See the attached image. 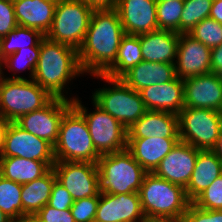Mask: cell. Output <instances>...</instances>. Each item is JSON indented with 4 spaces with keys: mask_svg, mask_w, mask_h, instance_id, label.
I'll use <instances>...</instances> for the list:
<instances>
[{
    "mask_svg": "<svg viewBox=\"0 0 222 222\" xmlns=\"http://www.w3.org/2000/svg\"><path fill=\"white\" fill-rule=\"evenodd\" d=\"M125 35L116 9L93 10L78 60L85 75L102 74L116 59Z\"/></svg>",
    "mask_w": 222,
    "mask_h": 222,
    "instance_id": "1",
    "label": "cell"
},
{
    "mask_svg": "<svg viewBox=\"0 0 222 222\" xmlns=\"http://www.w3.org/2000/svg\"><path fill=\"white\" fill-rule=\"evenodd\" d=\"M84 75L78 60V51L68 45L54 42L46 37L40 43V56L33 80L53 97L69 99L64 91L75 77ZM68 84V85H67Z\"/></svg>",
    "mask_w": 222,
    "mask_h": 222,
    "instance_id": "2",
    "label": "cell"
},
{
    "mask_svg": "<svg viewBox=\"0 0 222 222\" xmlns=\"http://www.w3.org/2000/svg\"><path fill=\"white\" fill-rule=\"evenodd\" d=\"M145 218L183 220L191 201L185 188L147 173L138 191Z\"/></svg>",
    "mask_w": 222,
    "mask_h": 222,
    "instance_id": "3",
    "label": "cell"
},
{
    "mask_svg": "<svg viewBox=\"0 0 222 222\" xmlns=\"http://www.w3.org/2000/svg\"><path fill=\"white\" fill-rule=\"evenodd\" d=\"M111 84L92 92V101L109 113L127 130L148 110L138 91L129 87L121 78H111L104 74L90 75Z\"/></svg>",
    "mask_w": 222,
    "mask_h": 222,
    "instance_id": "4",
    "label": "cell"
},
{
    "mask_svg": "<svg viewBox=\"0 0 222 222\" xmlns=\"http://www.w3.org/2000/svg\"><path fill=\"white\" fill-rule=\"evenodd\" d=\"M97 167L100 192L106 194L138 193L148 173L127 149L101 155Z\"/></svg>",
    "mask_w": 222,
    "mask_h": 222,
    "instance_id": "5",
    "label": "cell"
},
{
    "mask_svg": "<svg viewBox=\"0 0 222 222\" xmlns=\"http://www.w3.org/2000/svg\"><path fill=\"white\" fill-rule=\"evenodd\" d=\"M56 161L97 163V153L84 116L72 105L62 117L57 143Z\"/></svg>",
    "mask_w": 222,
    "mask_h": 222,
    "instance_id": "6",
    "label": "cell"
},
{
    "mask_svg": "<svg viewBox=\"0 0 222 222\" xmlns=\"http://www.w3.org/2000/svg\"><path fill=\"white\" fill-rule=\"evenodd\" d=\"M54 97L33 79L0 80V116L15 122L26 113L46 106Z\"/></svg>",
    "mask_w": 222,
    "mask_h": 222,
    "instance_id": "7",
    "label": "cell"
},
{
    "mask_svg": "<svg viewBox=\"0 0 222 222\" xmlns=\"http://www.w3.org/2000/svg\"><path fill=\"white\" fill-rule=\"evenodd\" d=\"M92 12L93 9L82 0L57 3L51 28L45 37L78 51L88 30Z\"/></svg>",
    "mask_w": 222,
    "mask_h": 222,
    "instance_id": "8",
    "label": "cell"
},
{
    "mask_svg": "<svg viewBox=\"0 0 222 222\" xmlns=\"http://www.w3.org/2000/svg\"><path fill=\"white\" fill-rule=\"evenodd\" d=\"M92 104L95 110L88 113L79 98L72 101V105L86 120L97 153L101 156L127 149V129L93 101Z\"/></svg>",
    "mask_w": 222,
    "mask_h": 222,
    "instance_id": "9",
    "label": "cell"
},
{
    "mask_svg": "<svg viewBox=\"0 0 222 222\" xmlns=\"http://www.w3.org/2000/svg\"><path fill=\"white\" fill-rule=\"evenodd\" d=\"M179 139L199 150H211L220 133L222 112L184 107L178 114Z\"/></svg>",
    "mask_w": 222,
    "mask_h": 222,
    "instance_id": "10",
    "label": "cell"
},
{
    "mask_svg": "<svg viewBox=\"0 0 222 222\" xmlns=\"http://www.w3.org/2000/svg\"><path fill=\"white\" fill-rule=\"evenodd\" d=\"M52 168L57 181L67 189L74 201L100 193L97 163L56 161Z\"/></svg>",
    "mask_w": 222,
    "mask_h": 222,
    "instance_id": "11",
    "label": "cell"
},
{
    "mask_svg": "<svg viewBox=\"0 0 222 222\" xmlns=\"http://www.w3.org/2000/svg\"><path fill=\"white\" fill-rule=\"evenodd\" d=\"M0 157H20L42 161L50 168L56 162L54 146L51 143L23 130L15 122L8 124Z\"/></svg>",
    "mask_w": 222,
    "mask_h": 222,
    "instance_id": "12",
    "label": "cell"
},
{
    "mask_svg": "<svg viewBox=\"0 0 222 222\" xmlns=\"http://www.w3.org/2000/svg\"><path fill=\"white\" fill-rule=\"evenodd\" d=\"M71 106V100L54 97L46 106L26 113L15 123L23 130L47 140L54 146L58 140L62 117Z\"/></svg>",
    "mask_w": 222,
    "mask_h": 222,
    "instance_id": "13",
    "label": "cell"
},
{
    "mask_svg": "<svg viewBox=\"0 0 222 222\" xmlns=\"http://www.w3.org/2000/svg\"><path fill=\"white\" fill-rule=\"evenodd\" d=\"M176 59V76L182 80L212 72L211 49L188 33L179 36Z\"/></svg>",
    "mask_w": 222,
    "mask_h": 222,
    "instance_id": "14",
    "label": "cell"
},
{
    "mask_svg": "<svg viewBox=\"0 0 222 222\" xmlns=\"http://www.w3.org/2000/svg\"><path fill=\"white\" fill-rule=\"evenodd\" d=\"M144 219L138 193H99L94 222H143Z\"/></svg>",
    "mask_w": 222,
    "mask_h": 222,
    "instance_id": "15",
    "label": "cell"
},
{
    "mask_svg": "<svg viewBox=\"0 0 222 222\" xmlns=\"http://www.w3.org/2000/svg\"><path fill=\"white\" fill-rule=\"evenodd\" d=\"M199 151L192 145L179 140L161 160L153 173L157 177L186 188L191 179Z\"/></svg>",
    "mask_w": 222,
    "mask_h": 222,
    "instance_id": "16",
    "label": "cell"
},
{
    "mask_svg": "<svg viewBox=\"0 0 222 222\" xmlns=\"http://www.w3.org/2000/svg\"><path fill=\"white\" fill-rule=\"evenodd\" d=\"M184 107L205 108L222 112V82L211 72L183 79Z\"/></svg>",
    "mask_w": 222,
    "mask_h": 222,
    "instance_id": "17",
    "label": "cell"
},
{
    "mask_svg": "<svg viewBox=\"0 0 222 222\" xmlns=\"http://www.w3.org/2000/svg\"><path fill=\"white\" fill-rule=\"evenodd\" d=\"M116 10L125 34L139 35L158 30L156 0H118Z\"/></svg>",
    "mask_w": 222,
    "mask_h": 222,
    "instance_id": "18",
    "label": "cell"
},
{
    "mask_svg": "<svg viewBox=\"0 0 222 222\" xmlns=\"http://www.w3.org/2000/svg\"><path fill=\"white\" fill-rule=\"evenodd\" d=\"M138 92L147 110L178 114L184 108V83L179 77L166 83L150 85Z\"/></svg>",
    "mask_w": 222,
    "mask_h": 222,
    "instance_id": "19",
    "label": "cell"
},
{
    "mask_svg": "<svg viewBox=\"0 0 222 222\" xmlns=\"http://www.w3.org/2000/svg\"><path fill=\"white\" fill-rule=\"evenodd\" d=\"M147 137L179 138L178 115L148 110L127 130V139Z\"/></svg>",
    "mask_w": 222,
    "mask_h": 222,
    "instance_id": "20",
    "label": "cell"
},
{
    "mask_svg": "<svg viewBox=\"0 0 222 222\" xmlns=\"http://www.w3.org/2000/svg\"><path fill=\"white\" fill-rule=\"evenodd\" d=\"M179 140L164 137L127 139V150L148 173H153Z\"/></svg>",
    "mask_w": 222,
    "mask_h": 222,
    "instance_id": "21",
    "label": "cell"
},
{
    "mask_svg": "<svg viewBox=\"0 0 222 222\" xmlns=\"http://www.w3.org/2000/svg\"><path fill=\"white\" fill-rule=\"evenodd\" d=\"M179 36L160 29L139 34L143 61L175 64Z\"/></svg>",
    "mask_w": 222,
    "mask_h": 222,
    "instance_id": "22",
    "label": "cell"
},
{
    "mask_svg": "<svg viewBox=\"0 0 222 222\" xmlns=\"http://www.w3.org/2000/svg\"><path fill=\"white\" fill-rule=\"evenodd\" d=\"M18 26L34 28L44 35L50 30L57 3L51 0H12Z\"/></svg>",
    "mask_w": 222,
    "mask_h": 222,
    "instance_id": "23",
    "label": "cell"
},
{
    "mask_svg": "<svg viewBox=\"0 0 222 222\" xmlns=\"http://www.w3.org/2000/svg\"><path fill=\"white\" fill-rule=\"evenodd\" d=\"M175 65L141 61L127 71L121 79L132 89L139 91L154 84L172 81L176 78Z\"/></svg>",
    "mask_w": 222,
    "mask_h": 222,
    "instance_id": "24",
    "label": "cell"
},
{
    "mask_svg": "<svg viewBox=\"0 0 222 222\" xmlns=\"http://www.w3.org/2000/svg\"><path fill=\"white\" fill-rule=\"evenodd\" d=\"M221 174L222 162L217 156L211 150H200L191 179L185 188L187 198L192 202Z\"/></svg>",
    "mask_w": 222,
    "mask_h": 222,
    "instance_id": "25",
    "label": "cell"
},
{
    "mask_svg": "<svg viewBox=\"0 0 222 222\" xmlns=\"http://www.w3.org/2000/svg\"><path fill=\"white\" fill-rule=\"evenodd\" d=\"M50 169L51 168L42 161L20 157H0V175L20 184L41 178Z\"/></svg>",
    "mask_w": 222,
    "mask_h": 222,
    "instance_id": "26",
    "label": "cell"
},
{
    "mask_svg": "<svg viewBox=\"0 0 222 222\" xmlns=\"http://www.w3.org/2000/svg\"><path fill=\"white\" fill-rule=\"evenodd\" d=\"M56 175L51 168L41 178L22 184L23 214H36L49 202Z\"/></svg>",
    "mask_w": 222,
    "mask_h": 222,
    "instance_id": "27",
    "label": "cell"
},
{
    "mask_svg": "<svg viewBox=\"0 0 222 222\" xmlns=\"http://www.w3.org/2000/svg\"><path fill=\"white\" fill-rule=\"evenodd\" d=\"M143 61L139 35L125 34L120 41L115 61L102 73L121 78L127 71Z\"/></svg>",
    "mask_w": 222,
    "mask_h": 222,
    "instance_id": "28",
    "label": "cell"
},
{
    "mask_svg": "<svg viewBox=\"0 0 222 222\" xmlns=\"http://www.w3.org/2000/svg\"><path fill=\"white\" fill-rule=\"evenodd\" d=\"M44 38L45 35L37 29L17 26L6 36L0 38V59L3 60L27 47H40Z\"/></svg>",
    "mask_w": 222,
    "mask_h": 222,
    "instance_id": "29",
    "label": "cell"
},
{
    "mask_svg": "<svg viewBox=\"0 0 222 222\" xmlns=\"http://www.w3.org/2000/svg\"><path fill=\"white\" fill-rule=\"evenodd\" d=\"M40 56V47H27L16 51L14 54L2 60V70L5 68L13 72L12 76L6 77L4 71L2 76L8 79H26L23 76L16 75L20 71L29 70V78L32 79Z\"/></svg>",
    "mask_w": 222,
    "mask_h": 222,
    "instance_id": "30",
    "label": "cell"
},
{
    "mask_svg": "<svg viewBox=\"0 0 222 222\" xmlns=\"http://www.w3.org/2000/svg\"><path fill=\"white\" fill-rule=\"evenodd\" d=\"M21 191L22 184L0 175V209L11 219L23 214Z\"/></svg>",
    "mask_w": 222,
    "mask_h": 222,
    "instance_id": "31",
    "label": "cell"
},
{
    "mask_svg": "<svg viewBox=\"0 0 222 222\" xmlns=\"http://www.w3.org/2000/svg\"><path fill=\"white\" fill-rule=\"evenodd\" d=\"M213 0H184L180 18V34L189 33L203 19L210 16Z\"/></svg>",
    "mask_w": 222,
    "mask_h": 222,
    "instance_id": "32",
    "label": "cell"
},
{
    "mask_svg": "<svg viewBox=\"0 0 222 222\" xmlns=\"http://www.w3.org/2000/svg\"><path fill=\"white\" fill-rule=\"evenodd\" d=\"M184 0L157 2L158 29L180 34V18Z\"/></svg>",
    "mask_w": 222,
    "mask_h": 222,
    "instance_id": "33",
    "label": "cell"
},
{
    "mask_svg": "<svg viewBox=\"0 0 222 222\" xmlns=\"http://www.w3.org/2000/svg\"><path fill=\"white\" fill-rule=\"evenodd\" d=\"M210 49L222 44V24L213 18H205L188 33Z\"/></svg>",
    "mask_w": 222,
    "mask_h": 222,
    "instance_id": "34",
    "label": "cell"
},
{
    "mask_svg": "<svg viewBox=\"0 0 222 222\" xmlns=\"http://www.w3.org/2000/svg\"><path fill=\"white\" fill-rule=\"evenodd\" d=\"M192 203L201 209L222 210V174L198 195Z\"/></svg>",
    "mask_w": 222,
    "mask_h": 222,
    "instance_id": "35",
    "label": "cell"
},
{
    "mask_svg": "<svg viewBox=\"0 0 222 222\" xmlns=\"http://www.w3.org/2000/svg\"><path fill=\"white\" fill-rule=\"evenodd\" d=\"M98 202L99 194L97 196L75 200L70 208L75 222H94Z\"/></svg>",
    "mask_w": 222,
    "mask_h": 222,
    "instance_id": "36",
    "label": "cell"
},
{
    "mask_svg": "<svg viewBox=\"0 0 222 222\" xmlns=\"http://www.w3.org/2000/svg\"><path fill=\"white\" fill-rule=\"evenodd\" d=\"M183 222H222V210L201 209L191 202Z\"/></svg>",
    "mask_w": 222,
    "mask_h": 222,
    "instance_id": "37",
    "label": "cell"
},
{
    "mask_svg": "<svg viewBox=\"0 0 222 222\" xmlns=\"http://www.w3.org/2000/svg\"><path fill=\"white\" fill-rule=\"evenodd\" d=\"M18 26L12 0H0V38Z\"/></svg>",
    "mask_w": 222,
    "mask_h": 222,
    "instance_id": "38",
    "label": "cell"
},
{
    "mask_svg": "<svg viewBox=\"0 0 222 222\" xmlns=\"http://www.w3.org/2000/svg\"><path fill=\"white\" fill-rule=\"evenodd\" d=\"M73 198L67 189L57 180L54 182L48 205L58 210L70 209L73 205Z\"/></svg>",
    "mask_w": 222,
    "mask_h": 222,
    "instance_id": "39",
    "label": "cell"
},
{
    "mask_svg": "<svg viewBox=\"0 0 222 222\" xmlns=\"http://www.w3.org/2000/svg\"><path fill=\"white\" fill-rule=\"evenodd\" d=\"M42 222H75L70 209L58 210L46 204L36 213Z\"/></svg>",
    "mask_w": 222,
    "mask_h": 222,
    "instance_id": "40",
    "label": "cell"
},
{
    "mask_svg": "<svg viewBox=\"0 0 222 222\" xmlns=\"http://www.w3.org/2000/svg\"><path fill=\"white\" fill-rule=\"evenodd\" d=\"M93 10L116 9L118 0H82Z\"/></svg>",
    "mask_w": 222,
    "mask_h": 222,
    "instance_id": "41",
    "label": "cell"
},
{
    "mask_svg": "<svg viewBox=\"0 0 222 222\" xmlns=\"http://www.w3.org/2000/svg\"><path fill=\"white\" fill-rule=\"evenodd\" d=\"M211 69L215 73L222 69V44L211 49Z\"/></svg>",
    "mask_w": 222,
    "mask_h": 222,
    "instance_id": "42",
    "label": "cell"
},
{
    "mask_svg": "<svg viewBox=\"0 0 222 222\" xmlns=\"http://www.w3.org/2000/svg\"><path fill=\"white\" fill-rule=\"evenodd\" d=\"M209 17L222 24V0H213Z\"/></svg>",
    "mask_w": 222,
    "mask_h": 222,
    "instance_id": "43",
    "label": "cell"
},
{
    "mask_svg": "<svg viewBox=\"0 0 222 222\" xmlns=\"http://www.w3.org/2000/svg\"><path fill=\"white\" fill-rule=\"evenodd\" d=\"M211 151L217 156V158L222 162V124L220 127L219 137L215 146L211 149Z\"/></svg>",
    "mask_w": 222,
    "mask_h": 222,
    "instance_id": "44",
    "label": "cell"
},
{
    "mask_svg": "<svg viewBox=\"0 0 222 222\" xmlns=\"http://www.w3.org/2000/svg\"><path fill=\"white\" fill-rule=\"evenodd\" d=\"M11 222H42L36 214H22L17 218L11 219Z\"/></svg>",
    "mask_w": 222,
    "mask_h": 222,
    "instance_id": "45",
    "label": "cell"
},
{
    "mask_svg": "<svg viewBox=\"0 0 222 222\" xmlns=\"http://www.w3.org/2000/svg\"><path fill=\"white\" fill-rule=\"evenodd\" d=\"M9 122L0 116V154L3 150L4 136Z\"/></svg>",
    "mask_w": 222,
    "mask_h": 222,
    "instance_id": "46",
    "label": "cell"
},
{
    "mask_svg": "<svg viewBox=\"0 0 222 222\" xmlns=\"http://www.w3.org/2000/svg\"><path fill=\"white\" fill-rule=\"evenodd\" d=\"M143 222H183V220L165 218H145Z\"/></svg>",
    "mask_w": 222,
    "mask_h": 222,
    "instance_id": "47",
    "label": "cell"
},
{
    "mask_svg": "<svg viewBox=\"0 0 222 222\" xmlns=\"http://www.w3.org/2000/svg\"><path fill=\"white\" fill-rule=\"evenodd\" d=\"M0 222H11V218L0 209Z\"/></svg>",
    "mask_w": 222,
    "mask_h": 222,
    "instance_id": "48",
    "label": "cell"
},
{
    "mask_svg": "<svg viewBox=\"0 0 222 222\" xmlns=\"http://www.w3.org/2000/svg\"><path fill=\"white\" fill-rule=\"evenodd\" d=\"M2 71V60L0 59V80L3 78Z\"/></svg>",
    "mask_w": 222,
    "mask_h": 222,
    "instance_id": "49",
    "label": "cell"
},
{
    "mask_svg": "<svg viewBox=\"0 0 222 222\" xmlns=\"http://www.w3.org/2000/svg\"><path fill=\"white\" fill-rule=\"evenodd\" d=\"M218 75H219L220 81L222 82V69L218 72Z\"/></svg>",
    "mask_w": 222,
    "mask_h": 222,
    "instance_id": "50",
    "label": "cell"
},
{
    "mask_svg": "<svg viewBox=\"0 0 222 222\" xmlns=\"http://www.w3.org/2000/svg\"><path fill=\"white\" fill-rule=\"evenodd\" d=\"M157 2H167V1H174V0H156Z\"/></svg>",
    "mask_w": 222,
    "mask_h": 222,
    "instance_id": "51",
    "label": "cell"
},
{
    "mask_svg": "<svg viewBox=\"0 0 222 222\" xmlns=\"http://www.w3.org/2000/svg\"><path fill=\"white\" fill-rule=\"evenodd\" d=\"M51 1L59 3V2L64 1V0H51Z\"/></svg>",
    "mask_w": 222,
    "mask_h": 222,
    "instance_id": "52",
    "label": "cell"
}]
</instances>
